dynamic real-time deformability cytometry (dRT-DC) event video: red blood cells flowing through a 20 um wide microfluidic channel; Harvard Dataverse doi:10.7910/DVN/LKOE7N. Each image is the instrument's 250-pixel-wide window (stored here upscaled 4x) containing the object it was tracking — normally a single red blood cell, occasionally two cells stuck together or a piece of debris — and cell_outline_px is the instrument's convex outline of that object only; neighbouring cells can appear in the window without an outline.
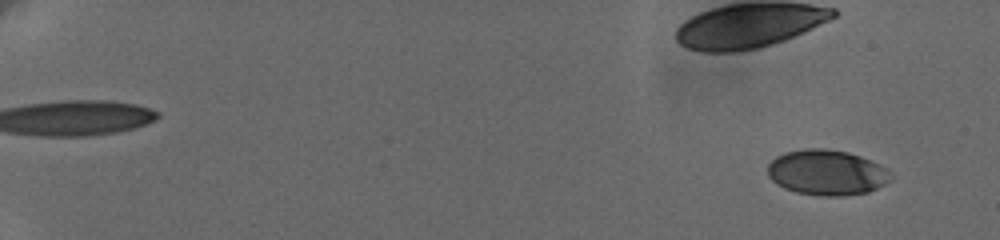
{"species": "human", "species_latin": "Homo sapiens", "temperature_condition": "cold", "stored_images_in_passage": 60, "camera_frame_rate_fps": 3000, "um_per_image_px": 0.085, "donor": {"sex": "female"}, "frame": {"image": 1, "passage_image": 4, "time_ms": 1.0, "image_size_px": [1000, 240], "cell_outline_px": [[892, 180], [868, 192], [844, 196], [820, 196], [796, 192], [784, 188], [776, 184], [768, 176], [768, 164], [776, 156], [784, 152], [804, 148], [824, 148], [848, 152], [860, 156], [880, 164], [888, 168], [892, 172]], "centroid_in_image_um": [70.29, 14.66], "position_along_channel_um": 14.7, "area_um2": 32.95}}
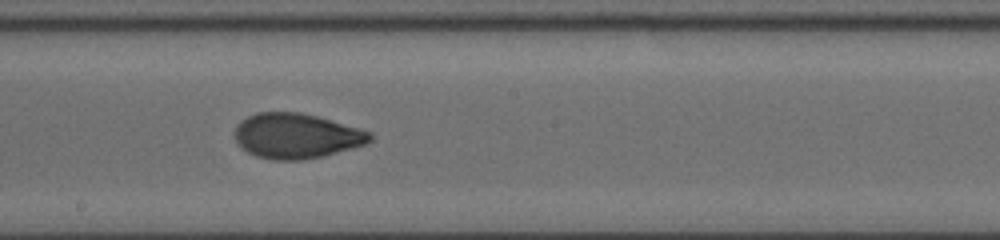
{"frame": {"image": 2, "passage_image": 37, "time_ms": 12.0, "image_size_px": [1000, 240], "cell_outline_px": [[372, 140], [364, 144], [320, 156], [300, 160], [272, 160], [256, 156], [240, 148], [236, 140], [236, 124], [240, 120], [256, 112], [300, 112], [316, 116], [360, 128], [372, 132]], "centroid_in_image_um": [25.15, 11.54], "position_along_channel_um": 223.0, "area_um2": 35.32}}
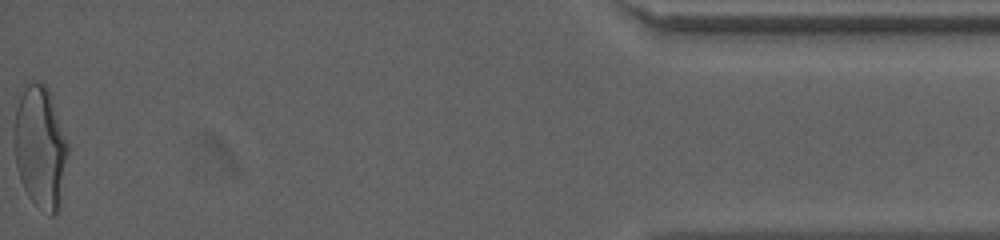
{"frame": {"image": 3, "passage_image": 60, "time_ms": 19.667, "image_size_px": [1000, 240], "cell_outline_px": [[68, 152], [60, 208], [52, 216], [48, 216], [28, 196], [20, 180], [16, 164], [12, 136], [12, 132], [16, 108], [24, 84], [44, 84], [48, 88], [68, 144]], "centroid_in_image_um": [3.4, 12.55], "position_along_channel_um": 431.8, "area_um2": 38.44}, "authors_computed_cell_mechanics": {"area_um2": 34.5066, "velocity_mm_per_s": 3.6412, "shape_relaxation_time_tau1_ms": 4.8919, "shape_relaxation_time_tau2_ms": 1.1491, "deformation_change_tau1": 0.163, "deformation_change_tau2": 0.0603}}